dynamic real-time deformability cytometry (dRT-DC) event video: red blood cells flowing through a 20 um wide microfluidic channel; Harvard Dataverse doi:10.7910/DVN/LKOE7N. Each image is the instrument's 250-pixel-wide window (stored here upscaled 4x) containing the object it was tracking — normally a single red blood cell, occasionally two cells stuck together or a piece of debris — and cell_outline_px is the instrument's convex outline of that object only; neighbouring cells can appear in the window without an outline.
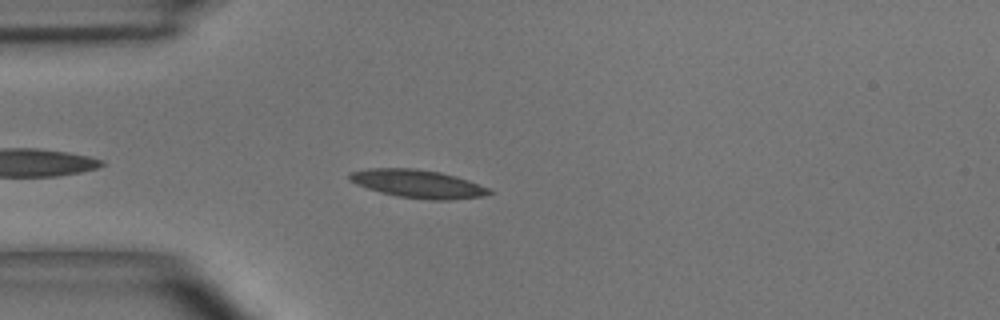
{"species": "common noctule bat (a hibernating species)", "species_latin": "Nyctalus noctula", "temperature_condition": "room temperature", "stored_images_in_passage": 41, "camera_frame_rate_fps": 3000, "um_per_image_px": 0.085, "animal": {"sex": "male", "body_mass_g": 15.6}, "frame": {"image": 1, "passage_image": 4, "time_ms": 1.0, "image_size_px": [1000, 320], "cell_outline_px": [[492, 192], [480, 196], [452, 200], [428, 200], [396, 196], [380, 192], [356, 184], [348, 180], [348, 172], [368, 168], [416, 168], [440, 172], [456, 176], [468, 180], [488, 188]], "centroid_in_image_um": [35.45, 15.61], "position_along_channel_um": 49.5, "area_um2": 22.95}}
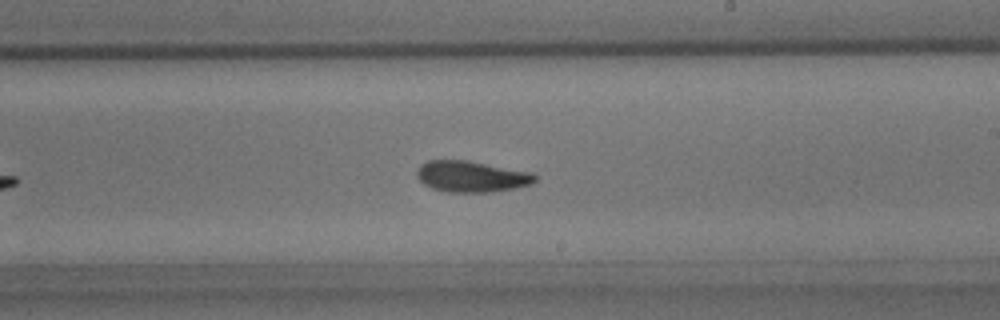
{"frame": {"image": 2, "passage_image": 20, "time_ms": 6.333, "image_size_px": [1000, 320], "cell_outline_px": [[536, 180], [532, 184], [516, 188], [492, 192], [448, 192], [432, 188], [424, 184], [416, 176], [416, 172], [420, 164], [428, 160], [464, 160], [532, 172], [536, 176]], "centroid_in_image_um": [40.07, 15.01], "position_along_channel_um": 248.9, "area_um2": 21.44}}
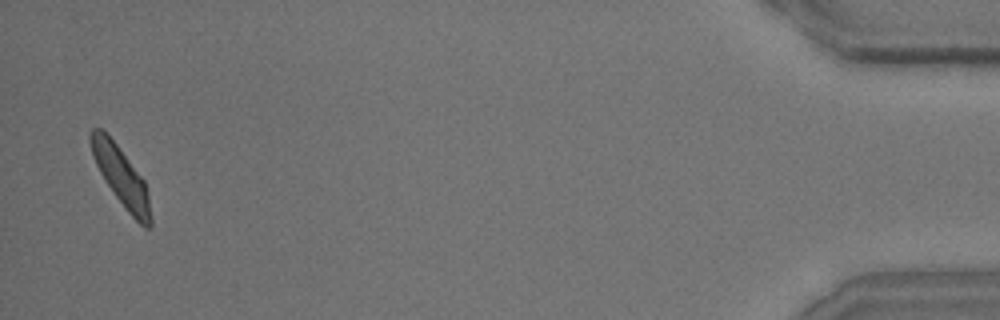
{"frame": {"image": 3, "passage_image": 40, "time_ms": 13.0, "image_size_px": [1000, 320], "cell_outline_px": [[152, 224], [148, 228], [144, 228], [128, 212], [116, 196], [100, 172], [96, 164], [88, 140], [88, 136], [92, 128], [100, 128], [116, 144], [144, 180], [148, 192], [152, 216]], "centroid_in_image_um": [10.31, 15.03], "position_along_channel_um": 424.9, "area_um2": 20.17}, "authors_computed_cell_mechanics": {"area_um2": 21.3282, "velocity_mm_per_s": 3.9389, "shape_relaxation_time_tau1_ms": 3.4175, "shape_relaxation_time_tau2_ms": 2.5427, "deformation_change_tau1": 0.1426, "deformation_change_tau2": 0.1028}}